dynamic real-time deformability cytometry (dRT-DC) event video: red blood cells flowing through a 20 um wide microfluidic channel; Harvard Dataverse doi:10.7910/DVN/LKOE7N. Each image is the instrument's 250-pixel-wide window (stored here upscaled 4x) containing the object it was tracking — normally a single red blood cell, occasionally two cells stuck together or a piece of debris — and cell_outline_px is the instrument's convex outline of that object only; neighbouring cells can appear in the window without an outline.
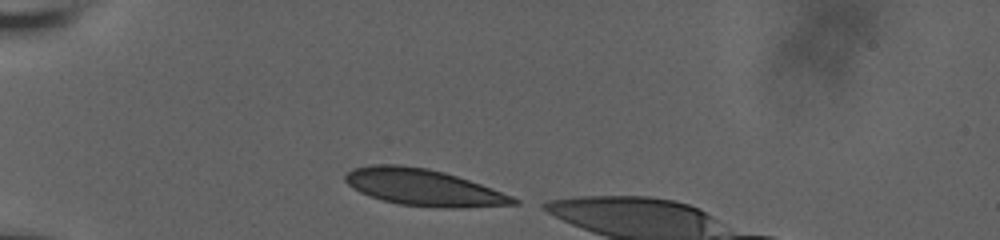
{"species": "human", "species_latin": "Homo sapiens", "temperature_condition": "room temperature", "stored_images_in_passage": 8, "camera_frame_rate_fps": 3000, "um_per_image_px": 0.085, "donor": {"sex": "male"}, "frame": {"image": 1, "passage_image": 1, "time_ms": 0.0, "image_size_px": [1000, 240], "cell_outline_px": [[520, 204], [460, 208], [444, 208], [400, 204], [384, 200], [360, 192], [352, 188], [344, 180], [344, 176], [352, 168], [372, 164], [400, 164], [428, 168], [444, 172], [480, 184], [512, 196], [520, 200]], "centroid_in_image_um": [35.98, 15.92], "position_along_channel_um": 49.0, "area_um2": 35.78}}
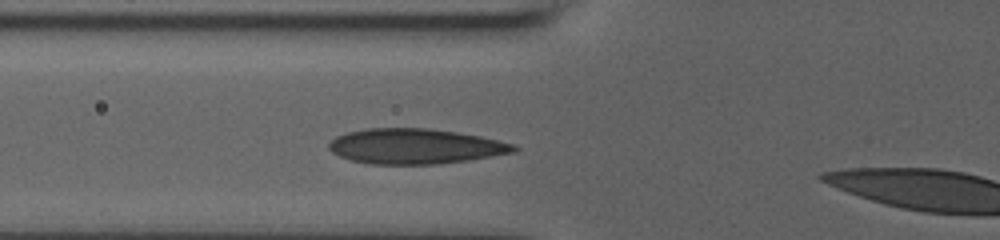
{"frame": {"image": 2, "passage_image": 7, "time_ms": 2.0, "image_size_px": [1000, 240], "cell_outline_px": [[520, 148], [516, 152], [468, 160], [440, 164], [368, 164], [352, 160], [340, 156], [332, 152], [328, 148], [328, 144], [336, 136], [348, 132], [368, 128], [428, 128], [456, 132], [480, 136], [512, 144]], "centroid_in_image_um": [35.29, 12.44], "position_along_channel_um": 90.5, "area_um2": 37.86}}